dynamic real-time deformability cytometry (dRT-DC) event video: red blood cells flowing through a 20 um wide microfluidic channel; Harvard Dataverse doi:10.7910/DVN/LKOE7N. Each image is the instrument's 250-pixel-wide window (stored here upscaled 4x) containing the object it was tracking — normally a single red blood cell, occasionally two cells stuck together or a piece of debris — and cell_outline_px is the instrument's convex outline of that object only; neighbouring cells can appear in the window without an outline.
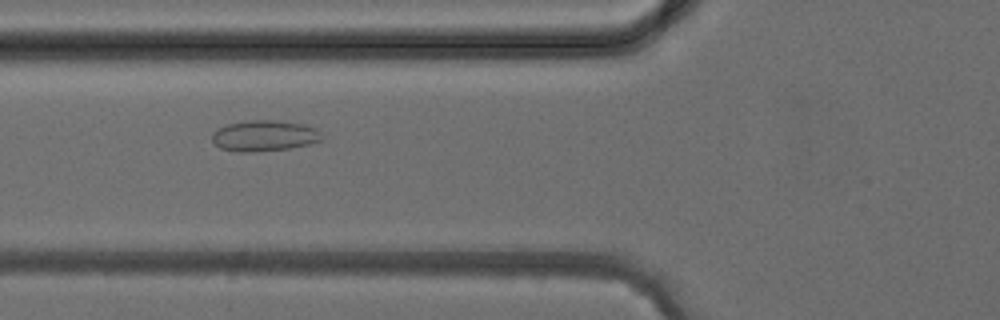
{"species": "common noctule bat (a hibernating species)", "species_latin": "Nyctalus noctula", "temperature_condition": "cold", "stored_images_in_passage": 5, "camera_frame_rate_fps": 3000, "um_per_image_px": 0.085, "animal": {"sex": "female", "body_mass_g": 24.6, "forearm_length_mm": 56.2}, "frame": {"image": 1, "passage_image": 5, "time_ms": 4.667, "image_size_px": [1000, 320], "cell_outline_px": [[320, 140], [312, 144], [288, 148], [252, 152], [236, 152], [220, 148], [212, 140], [212, 132], [228, 124], [248, 120], [272, 120], [304, 124], [316, 128], [320, 132]], "centroid_in_image_um": [22.45, 11.54], "position_along_channel_um": 103.3, "area_um2": 19.65}}